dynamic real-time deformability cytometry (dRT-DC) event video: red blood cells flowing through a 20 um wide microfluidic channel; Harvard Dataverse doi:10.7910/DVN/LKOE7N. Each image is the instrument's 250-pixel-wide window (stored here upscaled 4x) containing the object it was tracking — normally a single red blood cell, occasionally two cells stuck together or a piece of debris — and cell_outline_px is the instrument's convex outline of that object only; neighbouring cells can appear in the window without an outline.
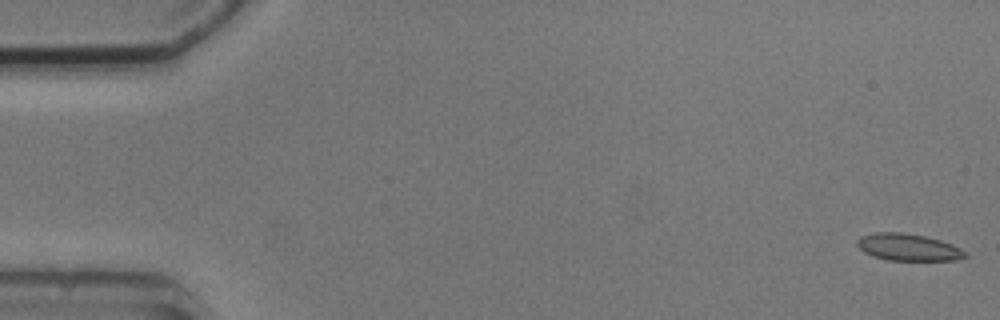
{"species": "common noctule bat (a hibernating species)", "species_latin": "Nyctalus noctula", "temperature_condition": "cold", "stored_images_in_passage": 5, "camera_frame_rate_fps": 3000, "um_per_image_px": 0.085, "animal": {"sex": "male", "body_mass_g": 20.5, "forearm_length_mm": 52.5}, "frame": {"image": 1, "passage_image": 1, "time_ms": 0.0, "image_size_px": [1000, 320], "cell_outline_px": [[968, 256], [956, 260], [888, 260], [872, 256], [864, 252], [856, 244], [856, 240], [860, 236], [872, 232], [904, 232], [924, 236], [940, 240], [952, 244], [968, 252]], "centroid_in_image_um": [77.19, 21.01], "position_along_channel_um": 7.8, "area_um2": 17.17}}
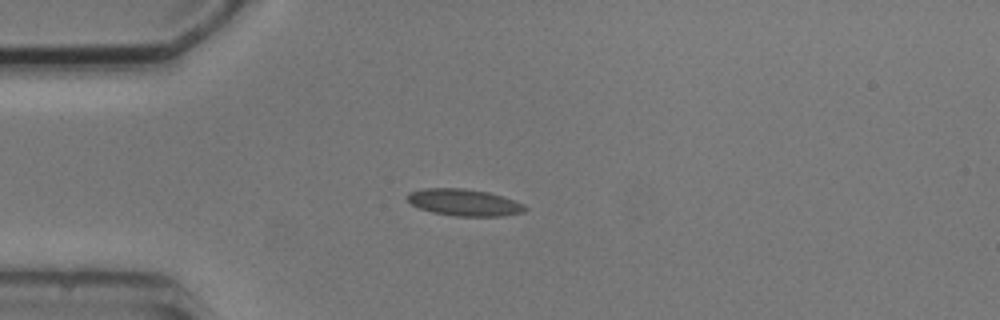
{"frame": {"image": 2, "passage_image": 4, "time_ms": 4.333, "image_size_px": [1000, 320], "cell_outline_px": [[528, 208], [524, 212], [504, 216], [456, 216], [432, 212], [420, 208], [412, 204], [404, 196], [408, 192], [424, 188], [464, 188], [488, 192], [504, 196], [524, 204]], "centroid_in_image_um": [39.46, 17.2], "position_along_channel_um": 45.5, "area_um2": 18.55}}
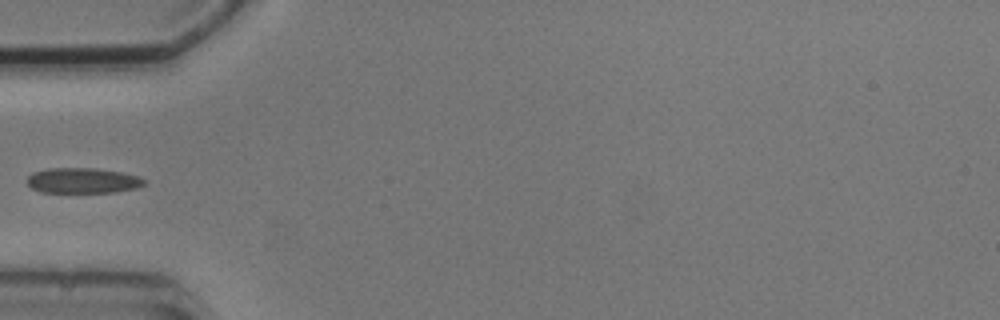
{"frame": {"image": 3, "passage_image": 5, "time_ms": 5.667, "image_size_px": [1000, 320], "cell_outline_px": [[144, 184], [136, 188], [116, 192], [40, 192], [32, 188], [28, 184], [28, 176], [32, 172], [48, 168], [96, 168], [124, 172], [136, 176], [144, 180]], "centroid_in_image_um": [7.01, 15.34], "position_along_channel_um": 78.0, "area_um2": 17.28}}